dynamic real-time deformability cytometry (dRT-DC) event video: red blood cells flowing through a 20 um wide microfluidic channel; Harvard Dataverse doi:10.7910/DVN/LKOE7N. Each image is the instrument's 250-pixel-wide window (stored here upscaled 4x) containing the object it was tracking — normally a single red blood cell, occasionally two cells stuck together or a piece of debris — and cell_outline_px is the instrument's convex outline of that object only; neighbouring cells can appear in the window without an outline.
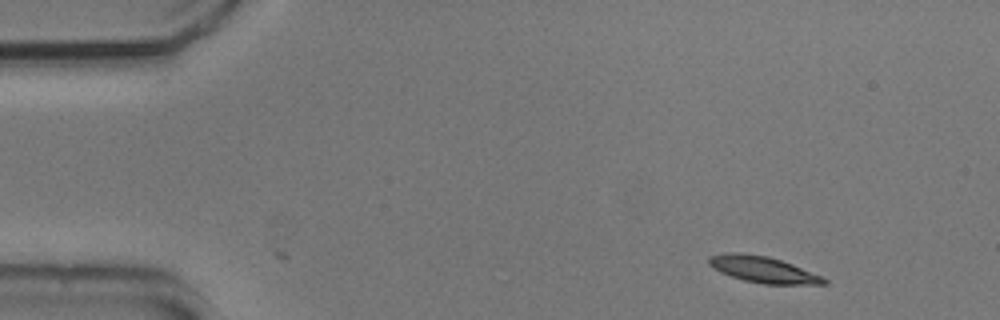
{"species": "common noctule bat (a hibernating species)", "species_latin": "Nyctalus noctula", "temperature_condition": "cold", "stored_images_in_passage": 2, "camera_frame_rate_fps": 3000, "um_per_image_px": 0.085, "animal": {"sex": "male", "body_mass_g": 20.5, "forearm_length_mm": 52.5}, "frame": {"image": 1, "passage_image": 2, "time_ms": 0.333, "image_size_px": [1000, 320], "cell_outline_px": [[828, 284], [764, 284], [744, 280], [720, 272], [708, 264], [708, 256], [728, 252], [740, 252], [768, 256], [792, 264], [824, 276], [828, 280]], "centroid_in_image_um": [64.87, 22.9], "position_along_channel_um": 20.1, "area_um2": 17.69}}